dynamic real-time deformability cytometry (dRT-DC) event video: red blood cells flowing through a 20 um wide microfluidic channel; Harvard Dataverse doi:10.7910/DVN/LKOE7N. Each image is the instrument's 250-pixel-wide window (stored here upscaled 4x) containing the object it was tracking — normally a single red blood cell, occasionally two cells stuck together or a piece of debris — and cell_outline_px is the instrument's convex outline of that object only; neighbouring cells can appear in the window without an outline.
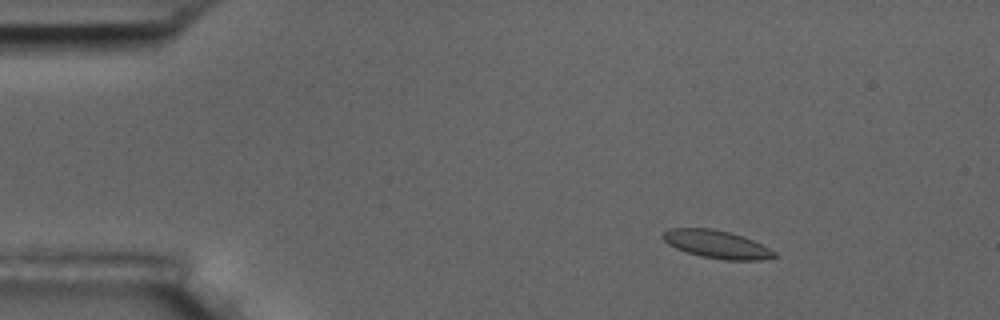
{"species": "common noctule bat (a hibernating species)", "species_latin": "Nyctalus noctula", "temperature_condition": "room temperature", "stored_images_in_passage": 5, "camera_frame_rate_fps": 3000, "um_per_image_px": 0.085, "animal": {"sex": "male", "body_mass_g": 17.5, "forearm_length_mm": 52.3}, "frame": {"image": 1, "passage_image": 3, "time_ms": 2.333, "image_size_px": [1000, 320], "cell_outline_px": [[776, 256], [760, 260], [724, 260], [700, 256], [676, 248], [668, 244], [660, 236], [668, 228], [712, 228], [744, 236], [776, 252]], "centroid_in_image_um": [60.88, 20.76], "position_along_channel_um": 24.1, "area_um2": 18.03}}